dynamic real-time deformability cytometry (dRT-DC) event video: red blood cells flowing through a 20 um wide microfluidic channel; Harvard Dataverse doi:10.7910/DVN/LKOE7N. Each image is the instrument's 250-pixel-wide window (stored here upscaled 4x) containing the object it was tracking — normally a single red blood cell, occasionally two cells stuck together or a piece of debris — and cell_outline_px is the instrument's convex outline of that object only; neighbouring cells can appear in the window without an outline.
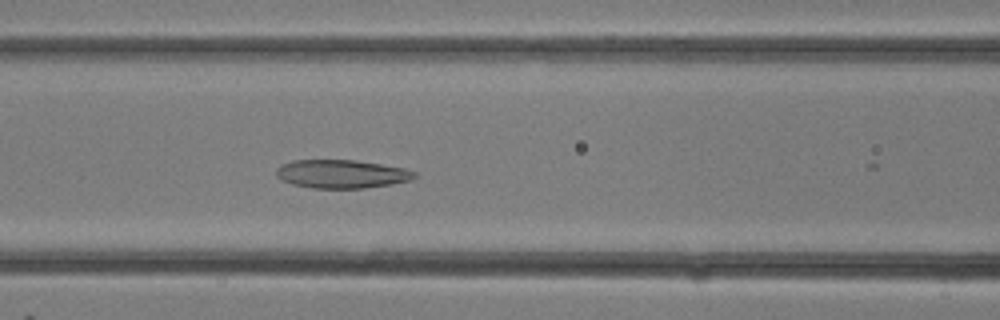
{"species": "common noctule bat (a hibernating species)", "species_latin": "Nyctalus noctula", "temperature_condition": "room temperature", "stored_images_in_passage": 13, "camera_frame_rate_fps": 3000, "um_per_image_px": 0.085, "animal": {"sex": "female"}, "frame": {"image": 1, "passage_image": 12, "time_ms": 3.667, "image_size_px": [1000, 320], "cell_outline_px": [[416, 176], [412, 180], [392, 184], [364, 188], [312, 188], [292, 184], [276, 176], [276, 168], [280, 164], [292, 160], [356, 160], [404, 168], [416, 172]], "centroid_in_image_um": [29.03, 14.78], "position_along_channel_um": 137.6, "area_um2": 22.95}}